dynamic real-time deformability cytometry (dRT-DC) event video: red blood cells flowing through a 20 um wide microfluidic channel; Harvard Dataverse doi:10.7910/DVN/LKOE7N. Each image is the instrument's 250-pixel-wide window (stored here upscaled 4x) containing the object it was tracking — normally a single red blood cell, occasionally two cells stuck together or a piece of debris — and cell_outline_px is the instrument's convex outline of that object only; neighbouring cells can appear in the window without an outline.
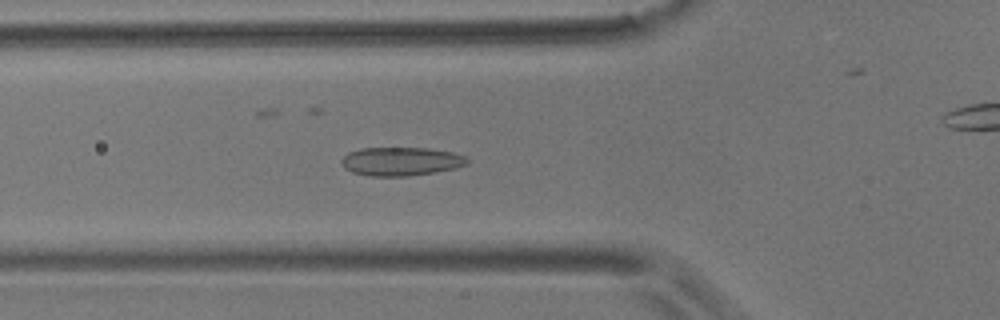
{"species": "common noctule bat (a hibernating species)", "species_latin": "Nyctalus noctula", "temperature_condition": "room temperature", "stored_images_in_passage": 56, "camera_frame_rate_fps": 3000, "um_per_image_px": 0.085, "animal": {"sex": "male", "body_mass_g": 17.9}, "frame": {"image": 1, "passage_image": 19, "time_ms": 6.0, "image_size_px": [1000, 320], "cell_outline_px": [[468, 164], [456, 168], [436, 172], [408, 176], [372, 176], [352, 172], [344, 168], [340, 164], [340, 160], [348, 152], [360, 148], [428, 148], [452, 152], [464, 156], [468, 160]], "centroid_in_image_um": [34.06, 13.72], "position_along_channel_um": 91.7, "area_um2": 21.04}}
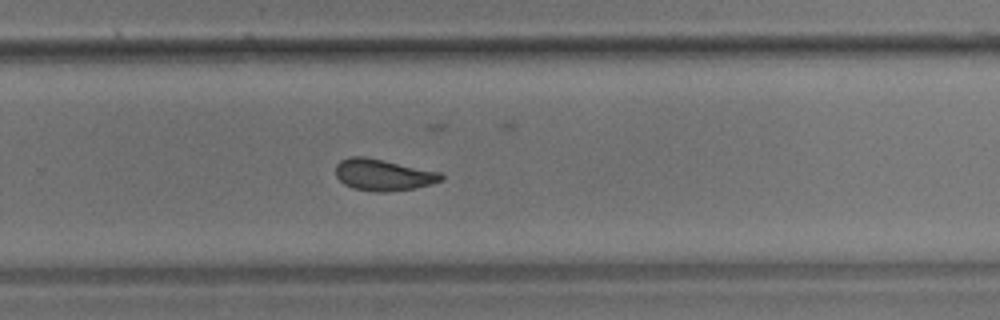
{"frame": {"image": 2, "passage_image": 36, "time_ms": 11.667, "image_size_px": [1000, 320], "cell_outline_px": [[444, 180], [432, 184], [412, 188], [384, 192], [376, 192], [352, 188], [344, 184], [336, 176], [336, 164], [340, 160], [348, 156], [364, 156], [384, 160], [440, 172], [444, 176]], "centroid_in_image_um": [32.55, 14.85], "position_along_channel_um": 297.2, "area_um2": 19.42}}
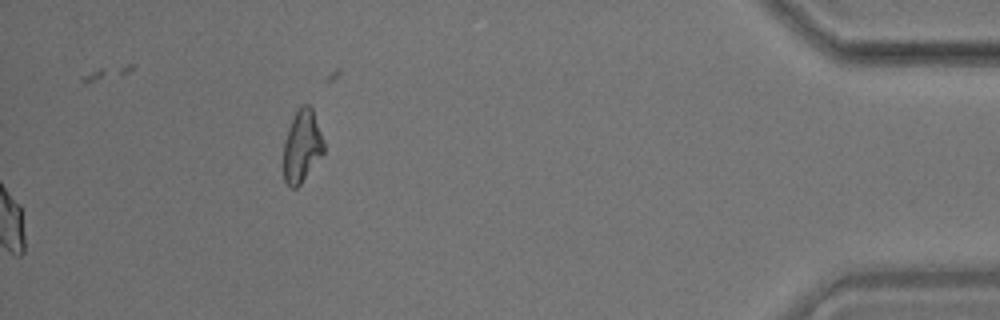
{"frame": {"image": 3, "passage_image": 56, "time_ms": 18.333, "image_size_px": [1000, 320], "cell_outline_px": [[324, 152], [300, 184], [296, 188], [288, 188], [284, 180], [284, 140], [292, 120], [300, 104], [308, 104], [312, 108], [324, 140]], "centroid_in_image_um": [25.67, 12.43], "position_along_channel_um": 409.5, "area_um2": 16.88}, "authors_computed_cell_mechanics": {"area_um2": 19.8254, "velocity_mm_per_s": 3.6209, "shape_relaxation_time_tau1_ms": 7.2018, "shape_relaxation_time_tau2_ms": 1.6675, "deformation_change_tau1": 0.128, "deformation_change_tau2": 0.0587}}